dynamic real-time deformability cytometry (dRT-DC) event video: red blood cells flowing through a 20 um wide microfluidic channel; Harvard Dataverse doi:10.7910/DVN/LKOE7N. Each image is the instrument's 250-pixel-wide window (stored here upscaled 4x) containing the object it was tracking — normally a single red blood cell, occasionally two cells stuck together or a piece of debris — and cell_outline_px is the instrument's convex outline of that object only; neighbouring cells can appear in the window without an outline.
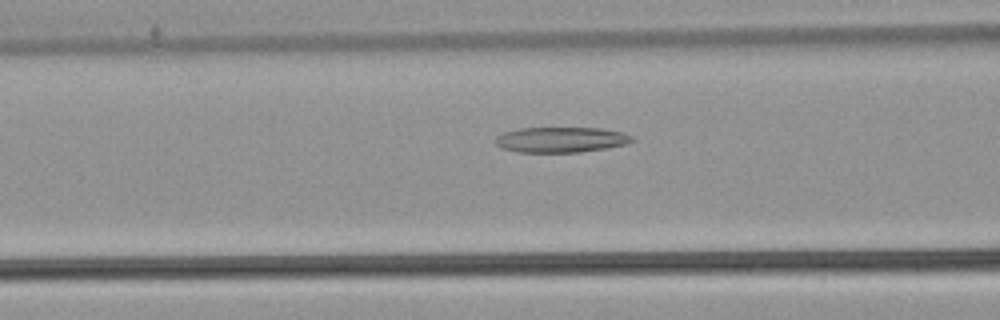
{"species": "common noctule bat (a hibernating species)", "species_latin": "Nyctalus noctula", "temperature_condition": "warm", "stored_images_in_passage": 42, "camera_frame_rate_fps": 3000, "um_per_image_px": 0.085, "animal": {"sex": "male", "body_mass_g": 21.5, "forearm_length_mm": 52.0}, "frame": {"image": 1, "passage_image": 10, "time_ms": 3.0, "image_size_px": [1000, 320], "cell_outline_px": [[636, 140], [624, 144], [604, 148], [580, 152], [520, 152], [504, 148], [496, 144], [496, 136], [504, 132], [520, 128], [600, 128], [624, 132], [632, 136]], "centroid_in_image_um": [47.71, 11.86], "position_along_channel_um": 118.9, "area_um2": 20.06}}
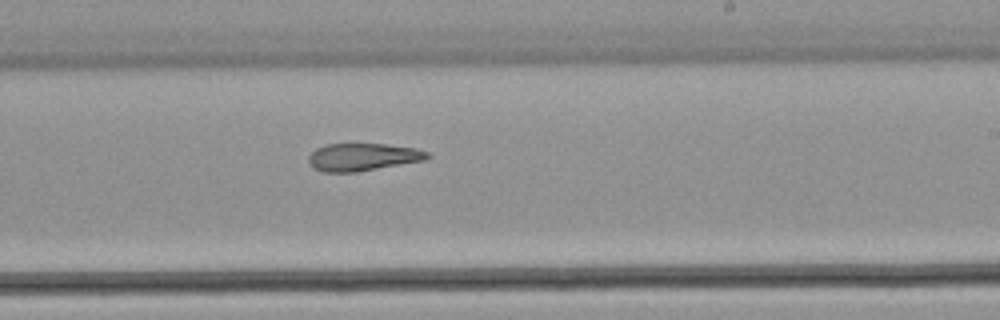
{"frame": {"image": 2, "passage_image": 21, "time_ms": 6.667, "image_size_px": [1000, 320], "cell_outline_px": [[432, 156], [424, 160], [356, 172], [324, 172], [312, 168], [308, 164], [308, 156], [316, 148], [324, 144], [388, 144], [416, 148], [428, 152]], "centroid_in_image_um": [30.8, 13.34], "position_along_channel_um": 258.2, "area_um2": 19.19}}
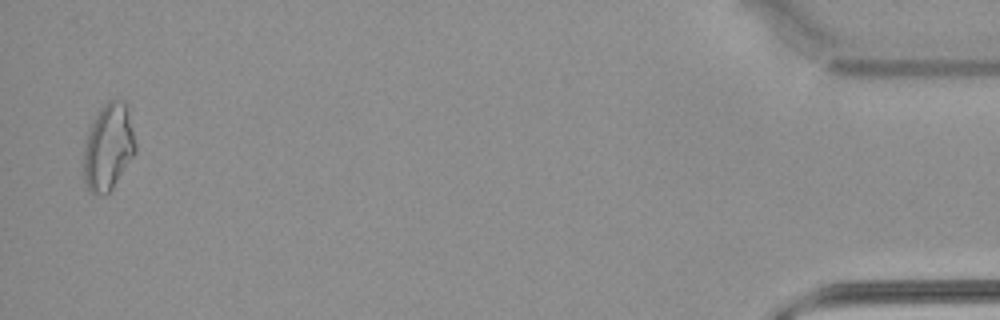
{"frame": {"image": 3, "passage_image": 41, "time_ms": 13.333, "image_size_px": [1000, 320], "cell_outline_px": [[136, 152], [112, 188], [108, 192], [92, 192], [88, 188], [84, 180], [84, 152], [88, 132], [96, 116], [104, 104], [108, 100], [124, 100], [128, 104], [136, 144]], "centroid_in_image_um": [9.25, 12.44], "position_along_channel_um": 426.0, "area_um2": 25.72}, "authors_computed_cell_mechanics": {"area_um2": 21.0681, "velocity_mm_per_s": 3.8104, "shape_relaxation_time_tau1_ms": null, "shape_relaxation_time_tau2_ms": 9.498, "deformation_change_tau1": null, "deformation_change_tau2": 0.2275}}